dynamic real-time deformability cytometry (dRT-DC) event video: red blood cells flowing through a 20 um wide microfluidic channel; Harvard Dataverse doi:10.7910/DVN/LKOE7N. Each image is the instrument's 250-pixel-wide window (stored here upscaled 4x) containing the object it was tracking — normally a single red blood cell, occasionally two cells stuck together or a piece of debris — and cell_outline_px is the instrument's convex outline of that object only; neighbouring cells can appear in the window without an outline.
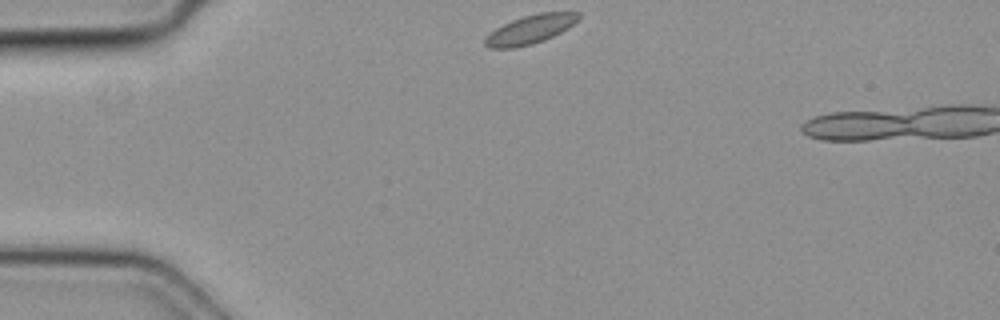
{"species": "common noctule bat (a hibernating species)", "species_latin": "Nyctalus noctula", "temperature_condition": "cold", "stored_images_in_passage": 3, "camera_frame_rate_fps": 3000, "um_per_image_px": 0.085, "animal": {"sex": "female", "body_mass_g": 19.3, "forearm_length_mm": 54.1}, "frame": {"image": 1, "passage_image": 1, "time_ms": 0.0, "image_size_px": [1000, 320], "cell_outline_px": [[580, 16], [568, 28], [544, 40], [532, 44], [516, 48], [488, 48], [484, 44], [484, 36], [496, 28], [512, 20], [524, 16], [540, 12], [580, 12]], "centroid_in_image_um": [45.02, 2.51], "position_along_channel_um": 40.0, "area_um2": 15.61}}